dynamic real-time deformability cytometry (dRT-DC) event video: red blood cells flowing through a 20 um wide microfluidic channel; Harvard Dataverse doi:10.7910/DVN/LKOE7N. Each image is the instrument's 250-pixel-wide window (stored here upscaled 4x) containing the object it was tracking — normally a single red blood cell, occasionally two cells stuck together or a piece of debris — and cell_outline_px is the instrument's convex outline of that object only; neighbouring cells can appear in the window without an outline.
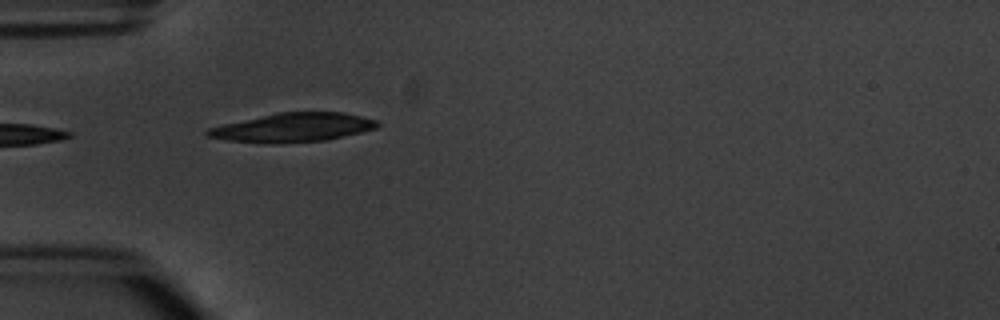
{"species": "common noctule bat (a hibernating species)", "species_latin": "Nyctalus noctula", "temperature_condition": "warm", "stored_images_in_passage": 4, "camera_frame_rate_fps": 3000, "um_per_image_px": 0.085, "animal": {"sex": "male", "body_mass_g": 20.1, "forearm_length_mm": 53.5}, "frame": {"image": 1, "passage_image": 1, "time_ms": 0.0, "image_size_px": [1000, 320], "cell_outline_px": [[380, 124], [376, 128], [360, 132], [324, 140], [276, 144], [272, 144], [228, 140], [204, 136], [204, 132], [208, 128], [224, 124], [276, 112], [344, 112], [376, 120]], "centroid_in_image_um": [24.86, 10.84], "position_along_channel_um": 60.1, "area_um2": 28.5}}